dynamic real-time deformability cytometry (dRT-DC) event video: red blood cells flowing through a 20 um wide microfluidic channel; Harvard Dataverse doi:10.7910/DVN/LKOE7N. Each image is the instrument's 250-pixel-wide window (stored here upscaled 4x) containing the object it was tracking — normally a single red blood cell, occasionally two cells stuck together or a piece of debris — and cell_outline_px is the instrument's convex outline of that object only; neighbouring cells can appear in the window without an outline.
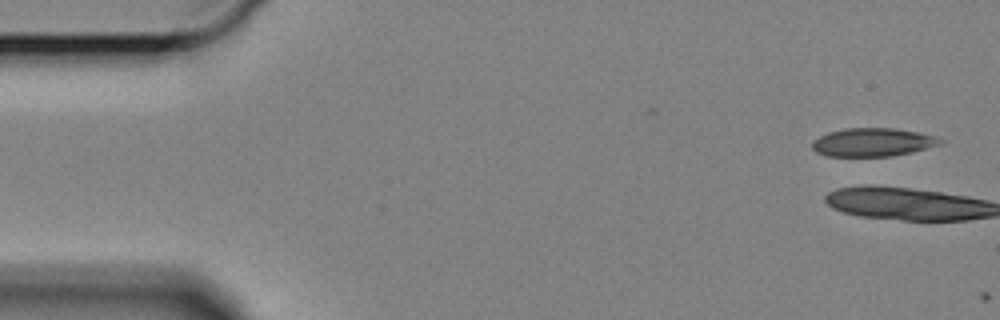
{"species": "Egyptian fruit bat (a non-hibernating species)", "species_latin": "Rousettus aegyptiacus", "temperature_condition": "cold", "stored_images_in_passage": 2, "camera_frame_rate_fps": 3000, "um_per_image_px": 0.085, "animal": {"sex": "female"}, "frame": {"image": 1, "passage_image": 1, "time_ms": 0.0, "image_size_px": [1000, 320], "cell_outline_px": [[944, 144], [912, 152], [892, 156], [828, 156], [816, 152], [812, 148], [812, 140], [828, 132], [844, 128], [896, 128], [936, 136], [944, 140]], "centroid_in_image_um": [74.21, 12.09], "position_along_channel_um": 10.8, "area_um2": 21.33}}